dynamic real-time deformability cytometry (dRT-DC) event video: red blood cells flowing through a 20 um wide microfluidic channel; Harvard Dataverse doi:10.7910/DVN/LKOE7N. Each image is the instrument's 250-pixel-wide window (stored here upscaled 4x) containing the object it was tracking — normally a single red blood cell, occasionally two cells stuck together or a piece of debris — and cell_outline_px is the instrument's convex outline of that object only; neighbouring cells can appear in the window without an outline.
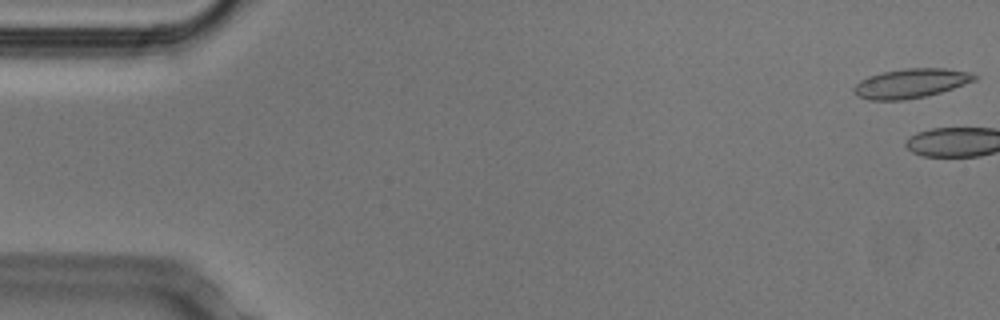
{"species": "Egyptian fruit bat (a non-hibernating species)", "species_latin": "Rousettus aegyptiacus", "temperature_condition": "cold", "stored_images_in_passage": 2, "camera_frame_rate_fps": 3000, "um_per_image_px": 0.085, "animal": {"sex": "male"}, "frame": {"image": 1, "passage_image": 1, "time_ms": 0.0, "image_size_px": [1000, 320], "cell_outline_px": [[980, 76], [976, 80], [940, 92], [924, 96], [904, 100], [868, 100], [856, 96], [852, 92], [852, 88], [860, 80], [868, 76], [884, 72], [904, 68], [944, 68], [972, 72]], "centroid_in_image_um": [77.4, 7.08], "position_along_channel_um": 7.6, "area_um2": 20.75}}